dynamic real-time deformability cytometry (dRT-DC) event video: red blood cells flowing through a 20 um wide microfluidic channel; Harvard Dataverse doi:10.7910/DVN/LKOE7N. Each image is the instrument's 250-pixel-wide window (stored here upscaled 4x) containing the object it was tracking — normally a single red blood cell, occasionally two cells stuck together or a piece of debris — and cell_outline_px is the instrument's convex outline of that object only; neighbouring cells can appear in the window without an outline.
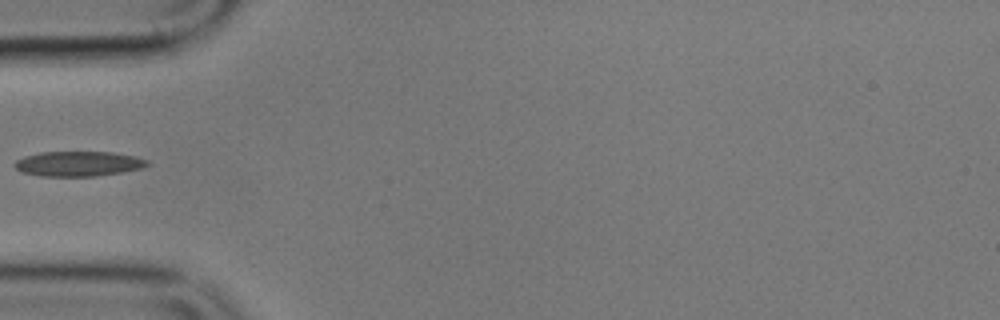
{"species": "common noctule bat (a hibernating species)", "species_latin": "Nyctalus noctula", "temperature_condition": "cold", "stored_images_in_passage": 4, "camera_frame_rate_fps": 3000, "um_per_image_px": 0.085, "animal": {"sex": "male", "body_mass_g": 17.9}, "frame": {"image": 1, "passage_image": 4, "time_ms": 4.667, "image_size_px": [1000, 320], "cell_outline_px": [[152, 164], [140, 168], [120, 172], [96, 176], [40, 176], [20, 172], [12, 164], [16, 160], [24, 156], [40, 152], [112, 152], [136, 156], [148, 160]], "centroid_in_image_um": [6.64, 13.91], "position_along_channel_um": 78.4, "area_um2": 19.42}}